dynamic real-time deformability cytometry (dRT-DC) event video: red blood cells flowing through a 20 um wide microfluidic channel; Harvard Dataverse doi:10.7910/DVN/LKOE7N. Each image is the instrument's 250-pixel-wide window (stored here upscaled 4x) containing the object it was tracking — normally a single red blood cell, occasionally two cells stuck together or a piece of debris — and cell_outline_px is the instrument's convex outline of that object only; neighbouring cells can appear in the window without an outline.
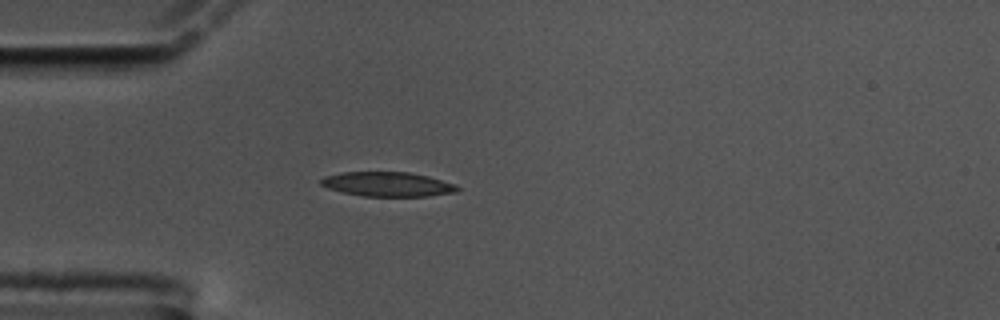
{"species": "common noctule bat (a hibernating species)", "species_latin": "Nyctalus noctula", "temperature_condition": "cold", "stored_images_in_passage": 34, "camera_frame_rate_fps": 3000, "um_per_image_px": 0.085, "animal": {"sex": "male", "body_mass_g": 17.5, "forearm_length_mm": 52.3}, "frame": {"image": 1, "passage_image": 1, "time_ms": 0.0, "image_size_px": [1000, 320], "cell_outline_px": [[460, 188], [456, 192], [428, 196], [364, 196], [344, 192], [328, 188], [320, 184], [320, 180], [324, 176], [340, 172], [408, 172], [428, 176], [456, 184]], "centroid_in_image_um": [32.95, 15.65], "position_along_channel_um": 52.1, "area_um2": 19.42}}
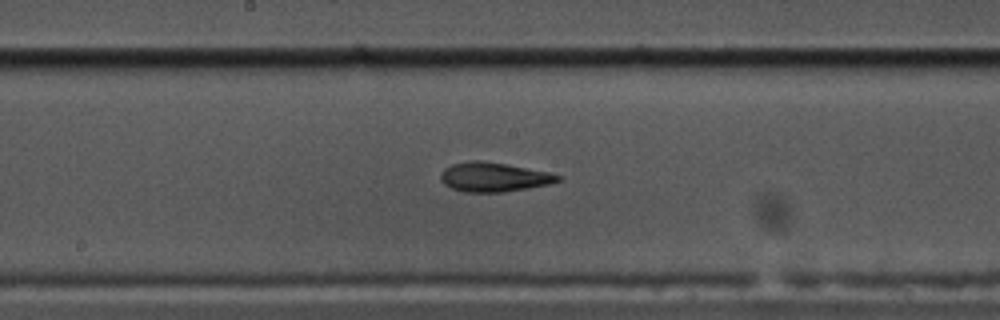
{"frame": {"image": 2, "passage_image": 15, "time_ms": 4.667, "image_size_px": [1000, 320], "cell_outline_px": [[564, 176], [560, 180], [548, 184], [528, 188], [500, 192], [464, 192], [452, 188], [444, 184], [440, 180], [440, 172], [444, 168], [452, 164], [468, 160], [480, 160], [508, 164], [548, 172]], "centroid_in_image_um": [41.94, 15.04], "position_along_channel_um": 206.3, "area_um2": 20.11}}
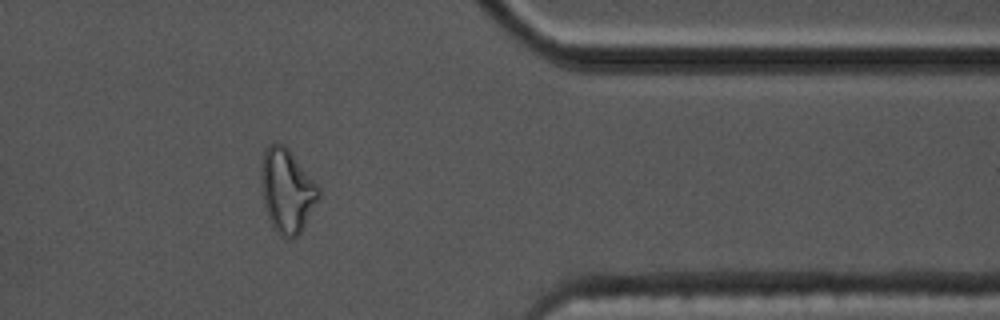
{"frame": {"image": 3, "passage_image": 32, "time_ms": 10.333, "image_size_px": [1000, 320], "cell_outline_px": [[320, 196], [300, 232], [292, 240], [288, 240], [280, 236], [272, 224], [264, 208], [260, 184], [260, 168], [264, 152], [268, 144], [284, 144], [288, 148], [320, 188]], "centroid_in_image_um": [24.36, 16.21], "position_along_channel_um": 387.0, "area_um2": 28.09}, "authors_computed_cell_mechanics": {"area_um2": 19.6809, "velocity_mm_per_s": 3.4885, "shape_relaxation_time_tau1_ms": null, "shape_relaxation_time_tau2_ms": 5.3146, "deformation_change_tau1": null, "deformation_change_tau2": 0.1482}}